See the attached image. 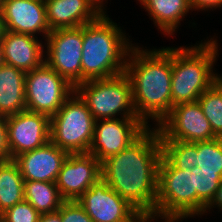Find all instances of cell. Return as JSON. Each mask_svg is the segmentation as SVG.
<instances>
[{
  "label": "cell",
  "instance_id": "1",
  "mask_svg": "<svg viewBox=\"0 0 222 222\" xmlns=\"http://www.w3.org/2000/svg\"><path fill=\"white\" fill-rule=\"evenodd\" d=\"M162 158L158 128L148 127L135 141L101 163V177L139 212H154Z\"/></svg>",
  "mask_w": 222,
  "mask_h": 222
},
{
  "label": "cell",
  "instance_id": "2",
  "mask_svg": "<svg viewBox=\"0 0 222 222\" xmlns=\"http://www.w3.org/2000/svg\"><path fill=\"white\" fill-rule=\"evenodd\" d=\"M132 86L135 113L147 126H155L171 111L172 47L143 49L133 45L124 72Z\"/></svg>",
  "mask_w": 222,
  "mask_h": 222
},
{
  "label": "cell",
  "instance_id": "3",
  "mask_svg": "<svg viewBox=\"0 0 222 222\" xmlns=\"http://www.w3.org/2000/svg\"><path fill=\"white\" fill-rule=\"evenodd\" d=\"M118 26L107 14L83 25L81 83L125 72L127 56L135 44Z\"/></svg>",
  "mask_w": 222,
  "mask_h": 222
},
{
  "label": "cell",
  "instance_id": "4",
  "mask_svg": "<svg viewBox=\"0 0 222 222\" xmlns=\"http://www.w3.org/2000/svg\"><path fill=\"white\" fill-rule=\"evenodd\" d=\"M191 47H172L171 109L197 101L222 76L213 70L217 60V39L211 38Z\"/></svg>",
  "mask_w": 222,
  "mask_h": 222
},
{
  "label": "cell",
  "instance_id": "5",
  "mask_svg": "<svg viewBox=\"0 0 222 222\" xmlns=\"http://www.w3.org/2000/svg\"><path fill=\"white\" fill-rule=\"evenodd\" d=\"M155 213L164 222H181L197 215L194 168L173 167L163 156L159 163Z\"/></svg>",
  "mask_w": 222,
  "mask_h": 222
},
{
  "label": "cell",
  "instance_id": "6",
  "mask_svg": "<svg viewBox=\"0 0 222 222\" xmlns=\"http://www.w3.org/2000/svg\"><path fill=\"white\" fill-rule=\"evenodd\" d=\"M75 92L85 102L95 120L138 118L133 104L132 86L125 73L84 81Z\"/></svg>",
  "mask_w": 222,
  "mask_h": 222
},
{
  "label": "cell",
  "instance_id": "7",
  "mask_svg": "<svg viewBox=\"0 0 222 222\" xmlns=\"http://www.w3.org/2000/svg\"><path fill=\"white\" fill-rule=\"evenodd\" d=\"M95 119L85 102L74 92L50 117V141L68 154L88 153Z\"/></svg>",
  "mask_w": 222,
  "mask_h": 222
},
{
  "label": "cell",
  "instance_id": "8",
  "mask_svg": "<svg viewBox=\"0 0 222 222\" xmlns=\"http://www.w3.org/2000/svg\"><path fill=\"white\" fill-rule=\"evenodd\" d=\"M75 92V87L45 62L26 73V110L52 117Z\"/></svg>",
  "mask_w": 222,
  "mask_h": 222
},
{
  "label": "cell",
  "instance_id": "9",
  "mask_svg": "<svg viewBox=\"0 0 222 222\" xmlns=\"http://www.w3.org/2000/svg\"><path fill=\"white\" fill-rule=\"evenodd\" d=\"M44 62L76 87L81 83L83 26L56 29L45 40Z\"/></svg>",
  "mask_w": 222,
  "mask_h": 222
},
{
  "label": "cell",
  "instance_id": "10",
  "mask_svg": "<svg viewBox=\"0 0 222 222\" xmlns=\"http://www.w3.org/2000/svg\"><path fill=\"white\" fill-rule=\"evenodd\" d=\"M161 141L198 142L217 138L198 100L175 105L157 126Z\"/></svg>",
  "mask_w": 222,
  "mask_h": 222
},
{
  "label": "cell",
  "instance_id": "11",
  "mask_svg": "<svg viewBox=\"0 0 222 222\" xmlns=\"http://www.w3.org/2000/svg\"><path fill=\"white\" fill-rule=\"evenodd\" d=\"M148 127L139 118L95 120L93 141L88 153L102 163L124 150Z\"/></svg>",
  "mask_w": 222,
  "mask_h": 222
},
{
  "label": "cell",
  "instance_id": "12",
  "mask_svg": "<svg viewBox=\"0 0 222 222\" xmlns=\"http://www.w3.org/2000/svg\"><path fill=\"white\" fill-rule=\"evenodd\" d=\"M77 201L93 222H130L140 213L102 177Z\"/></svg>",
  "mask_w": 222,
  "mask_h": 222
},
{
  "label": "cell",
  "instance_id": "13",
  "mask_svg": "<svg viewBox=\"0 0 222 222\" xmlns=\"http://www.w3.org/2000/svg\"><path fill=\"white\" fill-rule=\"evenodd\" d=\"M10 159L42 147L50 141V117L23 110L6 117Z\"/></svg>",
  "mask_w": 222,
  "mask_h": 222
},
{
  "label": "cell",
  "instance_id": "14",
  "mask_svg": "<svg viewBox=\"0 0 222 222\" xmlns=\"http://www.w3.org/2000/svg\"><path fill=\"white\" fill-rule=\"evenodd\" d=\"M101 178V162L89 153L68 154L56 186L65 201H77Z\"/></svg>",
  "mask_w": 222,
  "mask_h": 222
},
{
  "label": "cell",
  "instance_id": "15",
  "mask_svg": "<svg viewBox=\"0 0 222 222\" xmlns=\"http://www.w3.org/2000/svg\"><path fill=\"white\" fill-rule=\"evenodd\" d=\"M4 30L16 33H42L46 40L50 32L44 0H4L0 7Z\"/></svg>",
  "mask_w": 222,
  "mask_h": 222
},
{
  "label": "cell",
  "instance_id": "16",
  "mask_svg": "<svg viewBox=\"0 0 222 222\" xmlns=\"http://www.w3.org/2000/svg\"><path fill=\"white\" fill-rule=\"evenodd\" d=\"M68 153L49 141L42 147L16 156L13 160L24 180L56 182Z\"/></svg>",
  "mask_w": 222,
  "mask_h": 222
},
{
  "label": "cell",
  "instance_id": "17",
  "mask_svg": "<svg viewBox=\"0 0 222 222\" xmlns=\"http://www.w3.org/2000/svg\"><path fill=\"white\" fill-rule=\"evenodd\" d=\"M36 36L4 30L0 40L5 64L27 73L44 63L43 42ZM42 42V43H41Z\"/></svg>",
  "mask_w": 222,
  "mask_h": 222
},
{
  "label": "cell",
  "instance_id": "18",
  "mask_svg": "<svg viewBox=\"0 0 222 222\" xmlns=\"http://www.w3.org/2000/svg\"><path fill=\"white\" fill-rule=\"evenodd\" d=\"M50 31L77 28L95 21L102 13L88 0H44Z\"/></svg>",
  "mask_w": 222,
  "mask_h": 222
},
{
  "label": "cell",
  "instance_id": "19",
  "mask_svg": "<svg viewBox=\"0 0 222 222\" xmlns=\"http://www.w3.org/2000/svg\"><path fill=\"white\" fill-rule=\"evenodd\" d=\"M26 73L9 64L0 67V116L7 117L26 110Z\"/></svg>",
  "mask_w": 222,
  "mask_h": 222
},
{
  "label": "cell",
  "instance_id": "20",
  "mask_svg": "<svg viewBox=\"0 0 222 222\" xmlns=\"http://www.w3.org/2000/svg\"><path fill=\"white\" fill-rule=\"evenodd\" d=\"M158 29L166 35H174L180 21L192 9L189 0H137Z\"/></svg>",
  "mask_w": 222,
  "mask_h": 222
},
{
  "label": "cell",
  "instance_id": "21",
  "mask_svg": "<svg viewBox=\"0 0 222 222\" xmlns=\"http://www.w3.org/2000/svg\"><path fill=\"white\" fill-rule=\"evenodd\" d=\"M24 200L40 214L55 212L65 202L56 182L24 180Z\"/></svg>",
  "mask_w": 222,
  "mask_h": 222
},
{
  "label": "cell",
  "instance_id": "22",
  "mask_svg": "<svg viewBox=\"0 0 222 222\" xmlns=\"http://www.w3.org/2000/svg\"><path fill=\"white\" fill-rule=\"evenodd\" d=\"M24 200V179L13 159L0 162V214Z\"/></svg>",
  "mask_w": 222,
  "mask_h": 222
},
{
  "label": "cell",
  "instance_id": "23",
  "mask_svg": "<svg viewBox=\"0 0 222 222\" xmlns=\"http://www.w3.org/2000/svg\"><path fill=\"white\" fill-rule=\"evenodd\" d=\"M162 156L175 168L186 170L197 166V142L161 141Z\"/></svg>",
  "mask_w": 222,
  "mask_h": 222
},
{
  "label": "cell",
  "instance_id": "24",
  "mask_svg": "<svg viewBox=\"0 0 222 222\" xmlns=\"http://www.w3.org/2000/svg\"><path fill=\"white\" fill-rule=\"evenodd\" d=\"M198 102L213 133L222 138V77L198 98Z\"/></svg>",
  "mask_w": 222,
  "mask_h": 222
},
{
  "label": "cell",
  "instance_id": "25",
  "mask_svg": "<svg viewBox=\"0 0 222 222\" xmlns=\"http://www.w3.org/2000/svg\"><path fill=\"white\" fill-rule=\"evenodd\" d=\"M222 178L216 172L202 171L194 168V189L197 191V215L204 214L206 206L213 199Z\"/></svg>",
  "mask_w": 222,
  "mask_h": 222
},
{
  "label": "cell",
  "instance_id": "26",
  "mask_svg": "<svg viewBox=\"0 0 222 222\" xmlns=\"http://www.w3.org/2000/svg\"><path fill=\"white\" fill-rule=\"evenodd\" d=\"M196 162L202 171L216 172L222 178V138L197 142Z\"/></svg>",
  "mask_w": 222,
  "mask_h": 222
},
{
  "label": "cell",
  "instance_id": "27",
  "mask_svg": "<svg viewBox=\"0 0 222 222\" xmlns=\"http://www.w3.org/2000/svg\"><path fill=\"white\" fill-rule=\"evenodd\" d=\"M40 213L26 200L16 203L0 214L3 222H38Z\"/></svg>",
  "mask_w": 222,
  "mask_h": 222
},
{
  "label": "cell",
  "instance_id": "28",
  "mask_svg": "<svg viewBox=\"0 0 222 222\" xmlns=\"http://www.w3.org/2000/svg\"><path fill=\"white\" fill-rule=\"evenodd\" d=\"M62 222H93L78 201H65L60 206Z\"/></svg>",
  "mask_w": 222,
  "mask_h": 222
},
{
  "label": "cell",
  "instance_id": "29",
  "mask_svg": "<svg viewBox=\"0 0 222 222\" xmlns=\"http://www.w3.org/2000/svg\"><path fill=\"white\" fill-rule=\"evenodd\" d=\"M10 160L6 117L0 116V162Z\"/></svg>",
  "mask_w": 222,
  "mask_h": 222
},
{
  "label": "cell",
  "instance_id": "30",
  "mask_svg": "<svg viewBox=\"0 0 222 222\" xmlns=\"http://www.w3.org/2000/svg\"><path fill=\"white\" fill-rule=\"evenodd\" d=\"M192 11L201 10L208 11L209 9L213 11V8L222 7V0H189Z\"/></svg>",
  "mask_w": 222,
  "mask_h": 222
},
{
  "label": "cell",
  "instance_id": "31",
  "mask_svg": "<svg viewBox=\"0 0 222 222\" xmlns=\"http://www.w3.org/2000/svg\"><path fill=\"white\" fill-rule=\"evenodd\" d=\"M214 207H217L218 209H220L219 211L221 212V210H222V181H221L219 188L216 191L213 199L206 206V208L204 210V214L207 213L208 210L210 211L211 208L213 209Z\"/></svg>",
  "mask_w": 222,
  "mask_h": 222
},
{
  "label": "cell",
  "instance_id": "32",
  "mask_svg": "<svg viewBox=\"0 0 222 222\" xmlns=\"http://www.w3.org/2000/svg\"><path fill=\"white\" fill-rule=\"evenodd\" d=\"M158 218L160 217L154 212H140L130 222H154Z\"/></svg>",
  "mask_w": 222,
  "mask_h": 222
},
{
  "label": "cell",
  "instance_id": "33",
  "mask_svg": "<svg viewBox=\"0 0 222 222\" xmlns=\"http://www.w3.org/2000/svg\"><path fill=\"white\" fill-rule=\"evenodd\" d=\"M38 222H62L61 215H60V209L55 212L40 214Z\"/></svg>",
  "mask_w": 222,
  "mask_h": 222
},
{
  "label": "cell",
  "instance_id": "34",
  "mask_svg": "<svg viewBox=\"0 0 222 222\" xmlns=\"http://www.w3.org/2000/svg\"><path fill=\"white\" fill-rule=\"evenodd\" d=\"M92 5H94L102 14H106L107 12L104 11L105 5L104 0H88Z\"/></svg>",
  "mask_w": 222,
  "mask_h": 222
},
{
  "label": "cell",
  "instance_id": "35",
  "mask_svg": "<svg viewBox=\"0 0 222 222\" xmlns=\"http://www.w3.org/2000/svg\"><path fill=\"white\" fill-rule=\"evenodd\" d=\"M3 49L0 43V67L4 64Z\"/></svg>",
  "mask_w": 222,
  "mask_h": 222
},
{
  "label": "cell",
  "instance_id": "36",
  "mask_svg": "<svg viewBox=\"0 0 222 222\" xmlns=\"http://www.w3.org/2000/svg\"><path fill=\"white\" fill-rule=\"evenodd\" d=\"M3 31H4V27H3V23H2L1 12H0V40H1V37H2Z\"/></svg>",
  "mask_w": 222,
  "mask_h": 222
},
{
  "label": "cell",
  "instance_id": "37",
  "mask_svg": "<svg viewBox=\"0 0 222 222\" xmlns=\"http://www.w3.org/2000/svg\"><path fill=\"white\" fill-rule=\"evenodd\" d=\"M3 1H4V0H0V7L2 6Z\"/></svg>",
  "mask_w": 222,
  "mask_h": 222
}]
</instances>
